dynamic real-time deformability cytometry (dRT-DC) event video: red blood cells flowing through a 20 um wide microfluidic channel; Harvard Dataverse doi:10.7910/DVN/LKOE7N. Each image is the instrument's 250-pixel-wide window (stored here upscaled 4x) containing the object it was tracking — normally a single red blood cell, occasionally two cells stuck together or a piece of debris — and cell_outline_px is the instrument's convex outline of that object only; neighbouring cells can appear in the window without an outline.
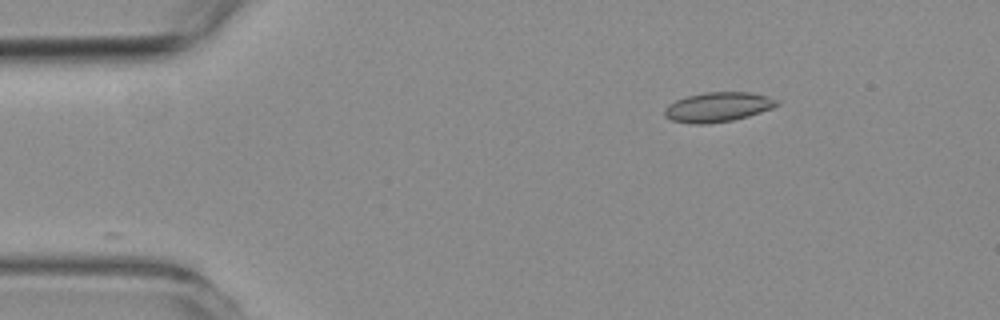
{"species": "common noctule bat (a hibernating species)", "species_latin": "Nyctalus noctula", "temperature_condition": "room temperature", "stored_images_in_passage": 14, "camera_frame_rate_fps": 3000, "um_per_image_px": 0.085, "animal": {"sex": "female", "body_mass_g": 19.3, "forearm_length_mm": 54.1}, "frame": {"image": 1, "passage_image": 1, "time_ms": 0.0, "image_size_px": [1000, 320], "cell_outline_px": [[780, 104], [772, 108], [748, 116], [732, 120], [708, 124], [692, 124], [672, 120], [664, 116], [664, 108], [668, 104], [676, 100], [688, 96], [704, 92], [752, 92], [768, 96], [780, 100]], "centroid_in_image_um": [61.03, 9.09], "position_along_channel_um": 24.0, "area_um2": 19.54}}
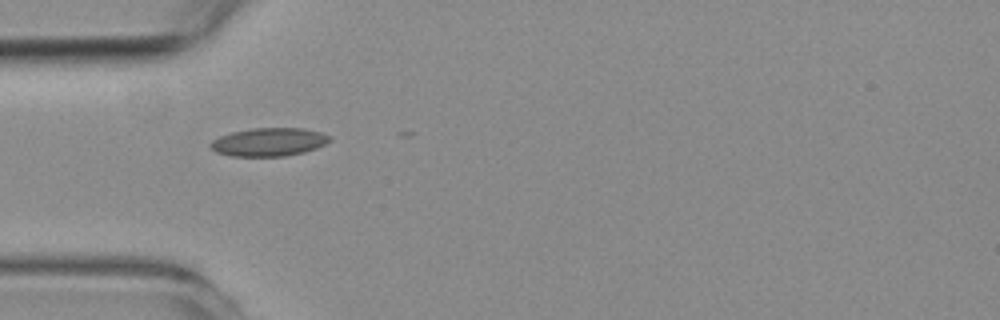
{"frame": {"image": 2, "passage_image": 10, "time_ms": 3.0, "image_size_px": [1000, 320], "cell_outline_px": [[332, 140], [316, 148], [304, 152], [284, 156], [232, 156], [216, 152], [208, 144], [212, 140], [220, 136], [232, 132], [252, 128], [304, 128], [320, 132], [332, 136]], "centroid_in_image_um": [22.87, 12.06], "position_along_channel_um": 62.1, "area_um2": 19.65}}
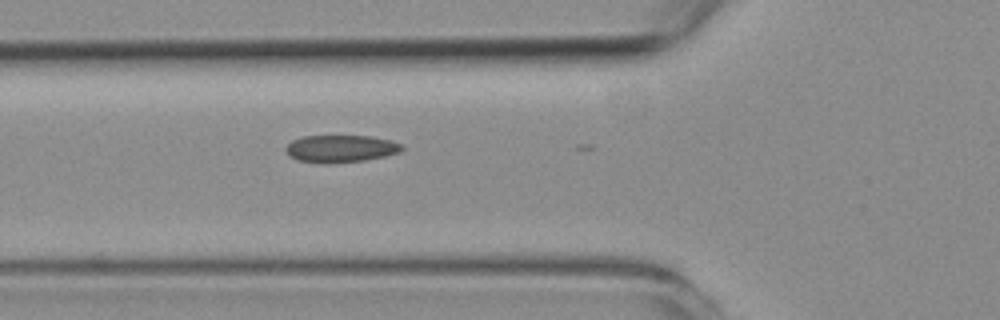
{"frame": {"image": 3, "passage_image": 13, "time_ms": 4.0, "image_size_px": [1000, 320], "cell_outline_px": [[404, 148], [400, 152], [384, 156], [364, 160], [332, 164], [320, 164], [296, 160], [288, 156], [284, 148], [292, 140], [304, 136], [372, 136], [392, 140], [404, 144]], "centroid_in_image_um": [28.95, 12.65], "position_along_channel_um": 96.9, "area_um2": 18.9}}